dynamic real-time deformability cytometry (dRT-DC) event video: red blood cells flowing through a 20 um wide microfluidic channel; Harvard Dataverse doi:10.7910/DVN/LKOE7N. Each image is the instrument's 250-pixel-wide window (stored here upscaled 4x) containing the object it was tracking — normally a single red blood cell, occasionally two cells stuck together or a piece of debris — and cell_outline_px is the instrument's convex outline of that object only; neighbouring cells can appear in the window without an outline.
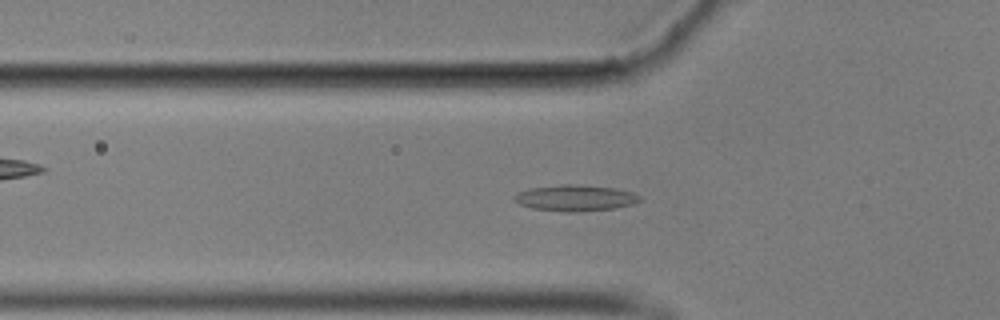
{"species": "common noctule bat (a hibernating species)", "species_latin": "Nyctalus noctula", "temperature_condition": "cold", "stored_images_in_passage": 48, "camera_frame_rate_fps": 3000, "um_per_image_px": 0.085, "animal": {"sex": "male", "body_mass_g": 17.9}, "frame": {"image": 1, "passage_image": 18, "time_ms": 5.667, "image_size_px": [1000, 320], "cell_outline_px": [[644, 200], [636, 204], [616, 208], [576, 212], [568, 212], [532, 208], [520, 204], [512, 200], [512, 196], [528, 188], [560, 184], [576, 184], [616, 188], [632, 192], [640, 196]], "centroid_in_image_um": [48.93, 16.82], "position_along_channel_um": 76.9, "area_um2": 19.42}}
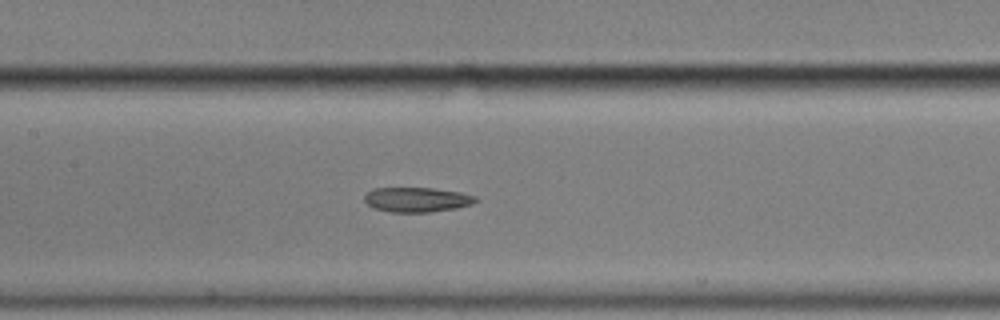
{"frame": {"image": 2, "passage_image": 26, "time_ms": 8.333, "image_size_px": [1000, 320], "cell_outline_px": [[476, 200], [472, 204], [456, 208], [432, 212], [392, 212], [372, 208], [364, 200], [364, 196], [372, 188], [432, 188], [460, 192], [476, 196]], "centroid_in_image_um": [35.41, 16.97], "position_along_channel_um": 172.0, "area_um2": 16.01}}
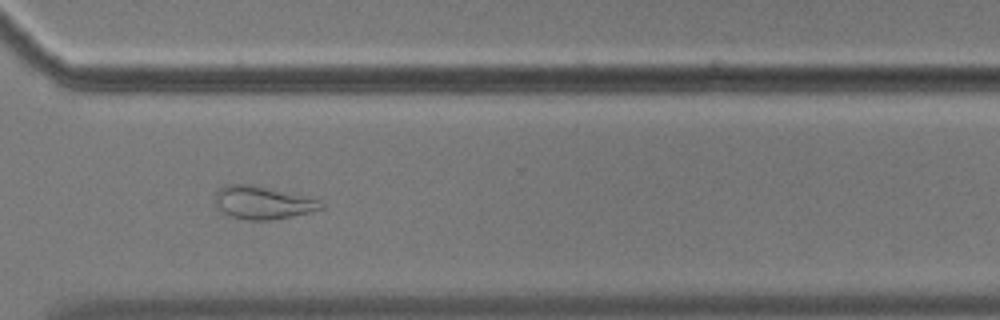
{"frame": {"image": 3, "passage_image": 41, "time_ms": 13.333, "image_size_px": [1000, 320], "cell_outline_px": [[324, 208], [312, 212], [272, 220], [244, 220], [232, 216], [216, 208], [212, 200], [216, 192], [224, 184], [252, 184], [304, 196], [320, 200], [324, 204]], "centroid_in_image_um": [22.29, 17.22], "position_along_channel_um": 348.3, "area_um2": 20.58}, "authors_computed_cell_mechanics": {"area_um2": 17.5423, "velocity_mm_per_s": 3.5378, "shape_relaxation_time_tau1_ms": null, "shape_relaxation_time_tau2_ms": 6.2143, "deformation_change_tau1": null, "deformation_change_tau2": 0.1379}}